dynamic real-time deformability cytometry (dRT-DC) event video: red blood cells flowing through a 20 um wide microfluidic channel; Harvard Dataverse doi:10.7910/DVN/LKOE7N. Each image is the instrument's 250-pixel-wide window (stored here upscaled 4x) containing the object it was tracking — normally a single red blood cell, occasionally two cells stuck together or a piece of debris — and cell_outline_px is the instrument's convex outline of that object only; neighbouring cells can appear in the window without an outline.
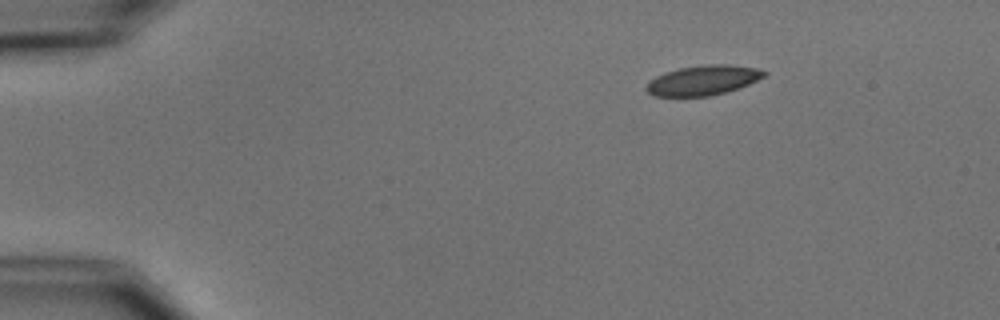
{"species": "common noctule bat (a hibernating species)", "species_latin": "Nyctalus noctula", "temperature_condition": "cold", "stored_images_in_passage": 2, "camera_frame_rate_fps": 3000, "um_per_image_px": 0.085, "animal": {"sex": "male", "body_mass_g": 15.6}, "frame": {"image": 1, "passage_image": 2, "time_ms": 2.0, "image_size_px": [1000, 320], "cell_outline_px": [[768, 72], [764, 76], [740, 88], [708, 96], [652, 96], [644, 88], [648, 80], [664, 72], [680, 68], [708, 64], [728, 64], [756, 68]], "centroid_in_image_um": [59.71, 6.82], "position_along_channel_um": 25.3, "area_um2": 20.46}}